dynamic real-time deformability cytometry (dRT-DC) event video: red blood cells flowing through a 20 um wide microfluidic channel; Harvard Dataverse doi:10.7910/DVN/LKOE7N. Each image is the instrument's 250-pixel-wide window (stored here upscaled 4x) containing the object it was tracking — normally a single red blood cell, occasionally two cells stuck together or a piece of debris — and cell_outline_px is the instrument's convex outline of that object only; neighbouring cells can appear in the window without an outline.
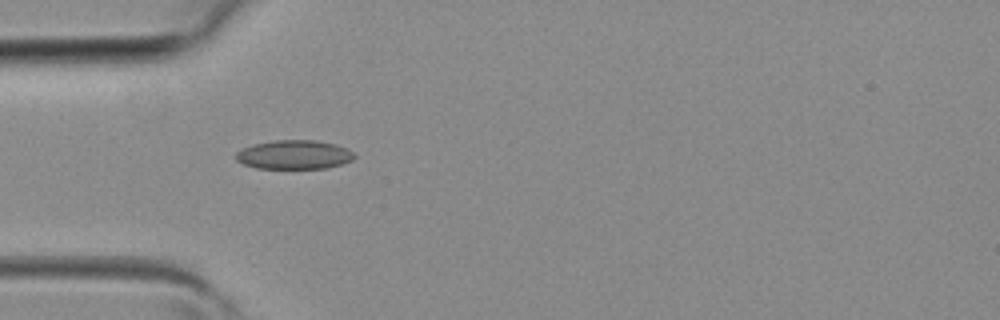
{"species": "common noctule bat (a hibernating species)", "species_latin": "Nyctalus noctula", "temperature_condition": "room temperature", "stored_images_in_passage": 6, "camera_frame_rate_fps": 3000, "um_per_image_px": 0.085, "animal": {"sex": "female", "body_mass_g": 19.3, "forearm_length_mm": 54.1}, "frame": {"image": 1, "passage_image": 4, "time_ms": 1.0, "image_size_px": [1000, 320], "cell_outline_px": [[356, 156], [352, 160], [328, 168], [256, 168], [244, 164], [236, 160], [236, 152], [252, 144], [272, 140], [316, 140], [336, 144], [352, 152]], "centroid_in_image_um": [24.99, 13.14], "position_along_channel_um": 60.0, "area_um2": 19.94}}
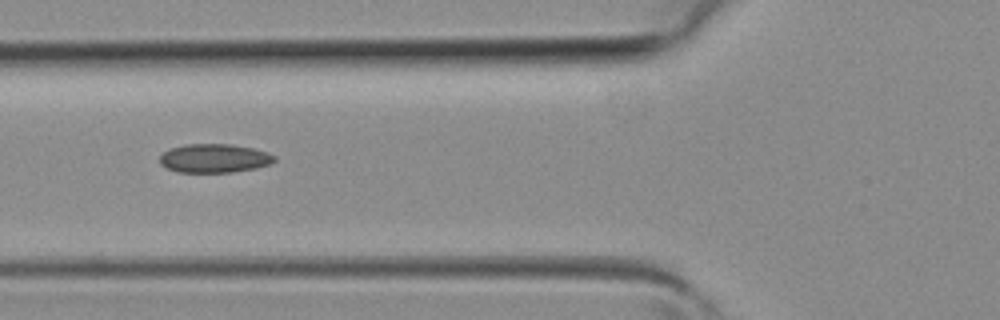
{"frame": {"image": 2, "passage_image": 5, "time_ms": 1.333, "image_size_px": [1000, 320], "cell_outline_px": [[276, 160], [268, 164], [256, 168], [232, 172], [176, 172], [160, 164], [160, 156], [164, 152], [172, 148], [184, 144], [232, 144], [252, 148], [268, 152], [276, 156]], "centroid_in_image_um": [18.23, 13.45], "position_along_channel_um": 107.6, "area_um2": 19.19}}
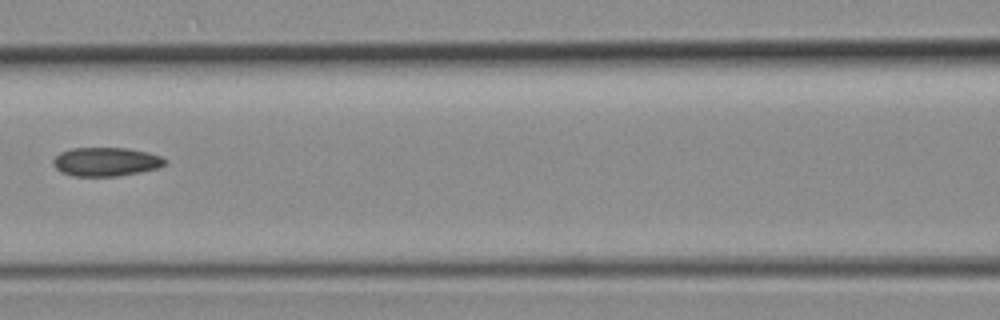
{"frame": {"image": 3, "passage_image": 6, "time_ms": 1.667, "image_size_px": [1000, 320], "cell_outline_px": [[164, 164], [160, 168], [140, 172], [116, 176], [72, 176], [60, 172], [52, 164], [52, 160], [60, 152], [72, 148], [128, 148], [148, 152], [160, 156], [164, 160]], "centroid_in_image_um": [8.97, 13.75], "position_along_channel_um": 157.6, "area_um2": 18.79}}